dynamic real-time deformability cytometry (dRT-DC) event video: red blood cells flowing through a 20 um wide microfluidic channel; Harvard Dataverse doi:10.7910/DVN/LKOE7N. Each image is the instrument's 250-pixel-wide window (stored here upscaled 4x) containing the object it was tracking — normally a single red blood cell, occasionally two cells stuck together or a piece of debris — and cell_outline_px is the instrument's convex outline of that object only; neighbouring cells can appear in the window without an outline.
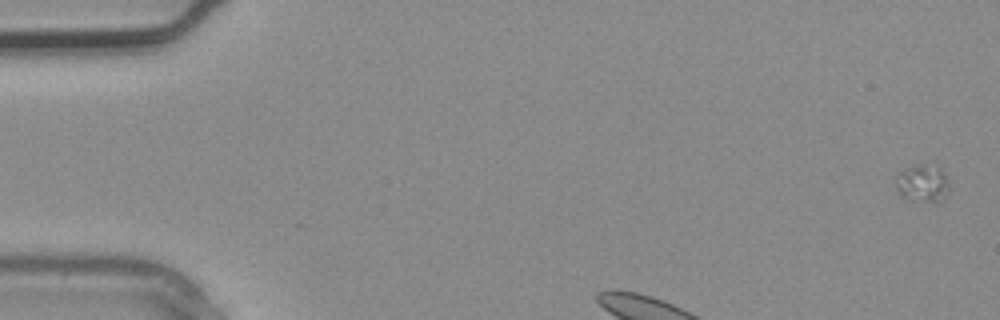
{"species": "common noctule bat (a hibernating species)", "species_latin": "Nyctalus noctula", "temperature_condition": "warm", "stored_images_in_passage": 4, "camera_frame_rate_fps": 3000, "um_per_image_px": 0.085, "animal": {"sex": "male", "body_mass_g": 20.4}, "frame": {"image": 1, "passage_image": 1, "time_ms": 0.0, "image_size_px": [1000, 320], "cell_outline_px": [[948, 192], [944, 200], [940, 204], [936, 204], [908, 200], [900, 196], [896, 192], [896, 184], [900, 172], [904, 168], [920, 164], [924, 164], [940, 168], [944, 172], [948, 184]], "centroid_in_image_um": [78.43, 15.66], "position_along_channel_um": 6.6, "area_um2": 12.08}}
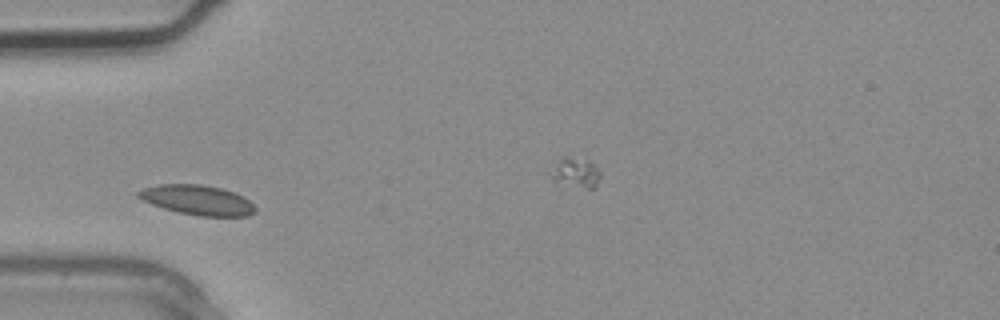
{"frame": {"image": 2, "passage_image": 3, "time_ms": 0.667, "image_size_px": [1000, 320], "cell_outline_px": [[256, 212], [248, 216], [200, 216], [180, 212], [164, 208], [152, 204], [136, 196], [136, 192], [144, 188], [160, 184], [200, 184], [220, 188], [244, 196], [256, 208]], "centroid_in_image_um": [16.79, 17.0], "position_along_channel_um": 68.2, "area_um2": 20.11}}